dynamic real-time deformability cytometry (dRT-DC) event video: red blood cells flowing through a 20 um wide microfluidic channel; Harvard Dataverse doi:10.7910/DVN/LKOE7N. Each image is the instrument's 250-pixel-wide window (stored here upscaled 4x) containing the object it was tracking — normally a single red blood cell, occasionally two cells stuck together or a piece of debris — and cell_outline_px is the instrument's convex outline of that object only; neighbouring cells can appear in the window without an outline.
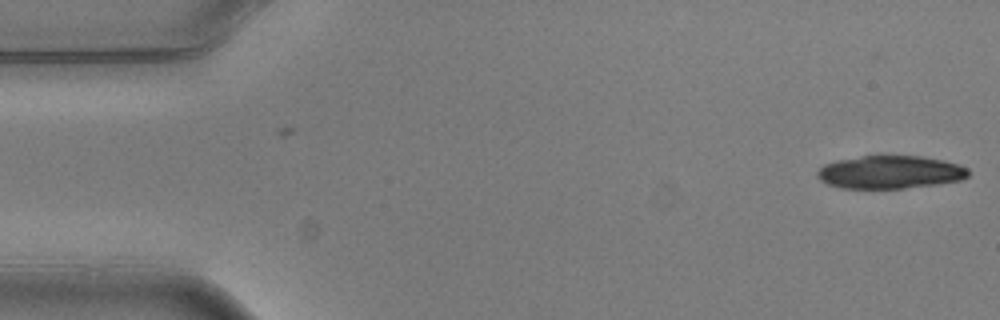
{"species": "common noctule bat (a hibernating species)", "species_latin": "Nyctalus noctula", "temperature_condition": "warm", "stored_images_in_passage": 2, "camera_frame_rate_fps": 3000, "um_per_image_px": 0.085, "animal": {"sex": "male", "body_mass_g": 20.5, "forearm_length_mm": 52.5}, "frame": {"image": 1, "passage_image": 2, "time_ms": 0.333, "image_size_px": [1000, 320], "cell_outline_px": [[968, 176], [960, 180], [936, 184], [904, 188], [840, 188], [828, 184], [820, 180], [816, 176], [816, 172], [824, 164], [836, 160], [860, 156], [920, 156], [944, 160], [960, 164], [968, 168]], "centroid_in_image_um": [75.64, 14.63], "position_along_channel_um": 9.4, "area_um2": 29.07}}